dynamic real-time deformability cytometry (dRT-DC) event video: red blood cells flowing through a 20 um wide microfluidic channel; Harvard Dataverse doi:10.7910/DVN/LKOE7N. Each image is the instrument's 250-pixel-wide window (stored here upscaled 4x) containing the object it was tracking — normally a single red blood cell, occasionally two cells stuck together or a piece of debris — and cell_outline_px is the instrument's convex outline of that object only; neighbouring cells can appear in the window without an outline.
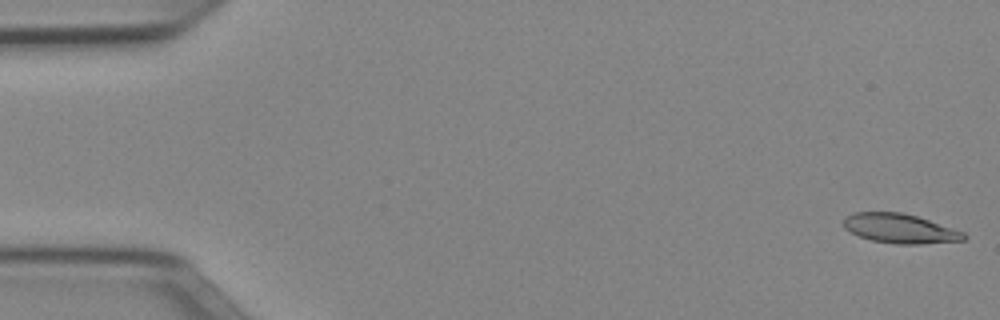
{"species": "Egyptian fruit bat (a non-hibernating species)", "species_latin": "Rousettus aegyptiacus", "temperature_condition": "cold", "stored_images_in_passage": 51, "camera_frame_rate_fps": 3000, "um_per_image_px": 0.085, "animal": {"sex": "female"}, "frame": {"image": 1, "passage_image": 1, "time_ms": 0.0, "image_size_px": [1000, 320], "cell_outline_px": [[968, 236], [964, 240], [920, 244], [896, 244], [872, 240], [860, 236], [844, 228], [844, 216], [852, 212], [900, 212], [916, 216], [964, 232]], "centroid_in_image_um": [76.48, 19.42], "position_along_channel_um": 8.5, "area_um2": 20.46}}
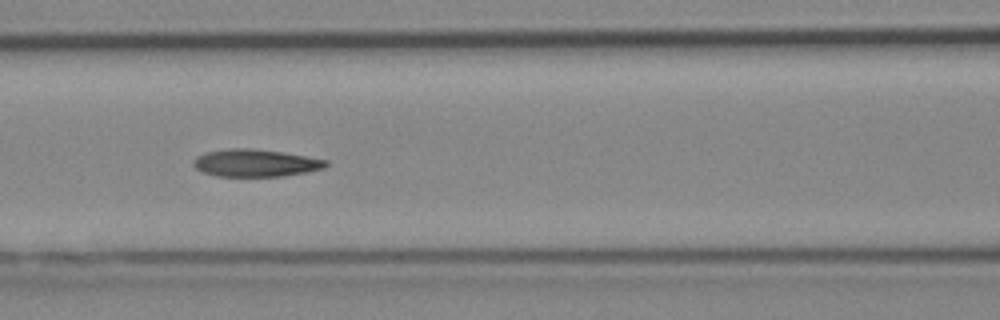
{"frame": {"image": 2, "passage_image": 22, "time_ms": 7.0, "image_size_px": [1000, 320], "cell_outline_px": [[328, 164], [324, 168], [304, 172], [280, 176], [216, 176], [200, 172], [192, 164], [192, 160], [196, 156], [204, 152], [228, 148], [252, 148], [284, 152], [328, 160]], "centroid_in_image_um": [21.65, 13.84], "position_along_channel_um": 144.9, "area_um2": 21.33}}
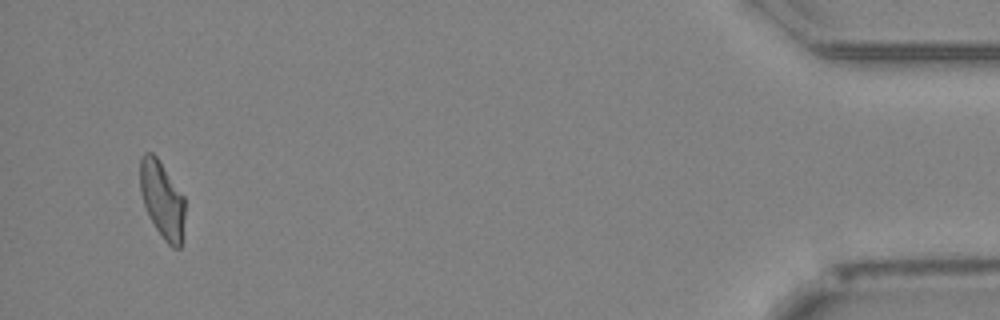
{"frame": {"image": 3, "passage_image": 49, "time_ms": 16.0, "image_size_px": [1000, 320], "cell_outline_px": [[184, 216], [180, 248], [172, 248], [164, 240], [156, 228], [144, 204], [140, 192], [140, 160], [144, 152], [152, 152], [156, 156], [184, 196]], "centroid_in_image_um": [13.77, 16.95], "position_along_channel_um": 421.4, "area_um2": 19.77}, "authors_computed_cell_mechanics": {"area_um2": 21.1548, "velocity_mm_per_s": 3.9453, "shape_relaxation_time_tau1_ms": 6.0356, "shape_relaxation_time_tau2_ms": 3.3655, "deformation_change_tau1": 0.1949, "deformation_change_tau2": 0.1187}}